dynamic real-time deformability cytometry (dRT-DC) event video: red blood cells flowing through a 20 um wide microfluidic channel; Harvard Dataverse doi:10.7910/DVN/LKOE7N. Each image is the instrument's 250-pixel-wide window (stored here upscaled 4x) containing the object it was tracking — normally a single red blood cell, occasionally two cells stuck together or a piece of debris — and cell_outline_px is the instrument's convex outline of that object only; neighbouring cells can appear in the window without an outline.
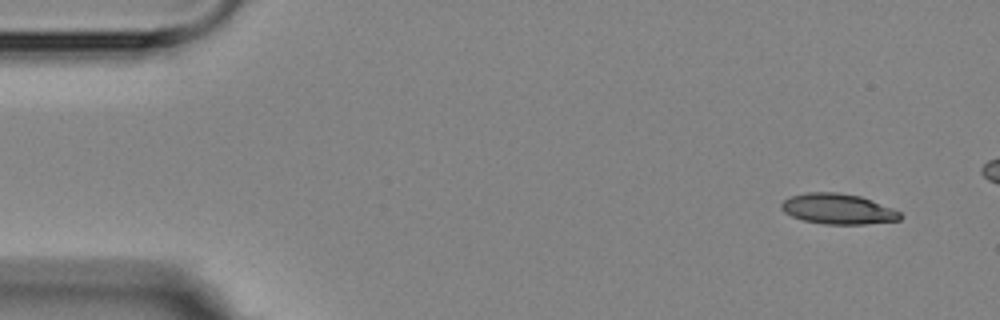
{"species": "Egyptian fruit bat (a non-hibernating species)", "species_latin": "Rousettus aegyptiacus", "temperature_condition": "room temperature", "stored_images_in_passage": 5, "camera_frame_rate_fps": 3000, "um_per_image_px": 0.085, "animal": {"sex": "female"}, "frame": {"image": 1, "passage_image": 1, "time_ms": 0.0, "image_size_px": [1000, 320], "cell_outline_px": [[900, 220], [864, 224], [824, 224], [804, 220], [792, 216], [784, 212], [780, 208], [780, 204], [784, 200], [792, 196], [804, 192], [836, 192], [860, 196], [892, 208], [900, 212]], "centroid_in_image_um": [71.19, 17.75], "position_along_channel_um": 13.8, "area_um2": 20.92}}